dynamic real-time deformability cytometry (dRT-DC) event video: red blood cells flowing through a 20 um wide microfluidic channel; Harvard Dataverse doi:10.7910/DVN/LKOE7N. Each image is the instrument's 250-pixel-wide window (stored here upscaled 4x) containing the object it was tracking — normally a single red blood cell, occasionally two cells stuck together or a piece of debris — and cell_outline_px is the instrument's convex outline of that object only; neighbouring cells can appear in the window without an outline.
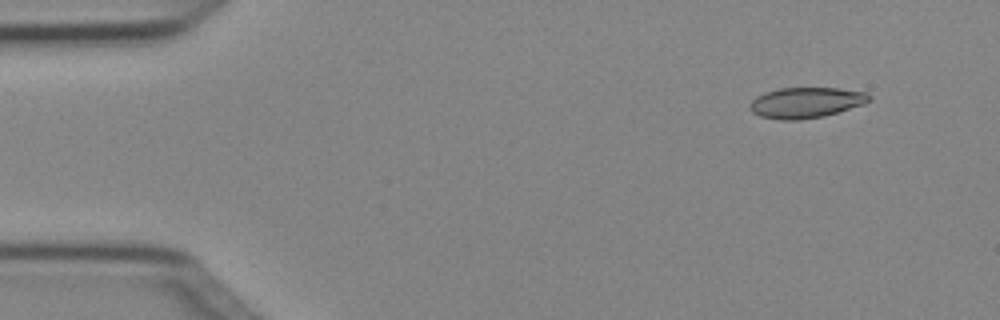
{"species": "Egyptian fruit bat (a non-hibernating species)", "species_latin": "Rousettus aegyptiacus", "temperature_condition": "cold", "stored_images_in_passage": 5, "camera_frame_rate_fps": 3000, "um_per_image_px": 0.085, "animal": {"sex": "female"}, "frame": {"image": 1, "passage_image": 2, "time_ms": 0.333, "image_size_px": [1000, 320], "cell_outline_px": [[872, 100], [864, 104], [824, 116], [800, 120], [780, 120], [760, 116], [752, 112], [748, 108], [748, 104], [756, 96], [764, 92], [780, 88], [840, 88], [868, 92], [872, 96]], "centroid_in_image_um": [68.51, 8.72], "position_along_channel_um": 16.5, "area_um2": 21.62}}
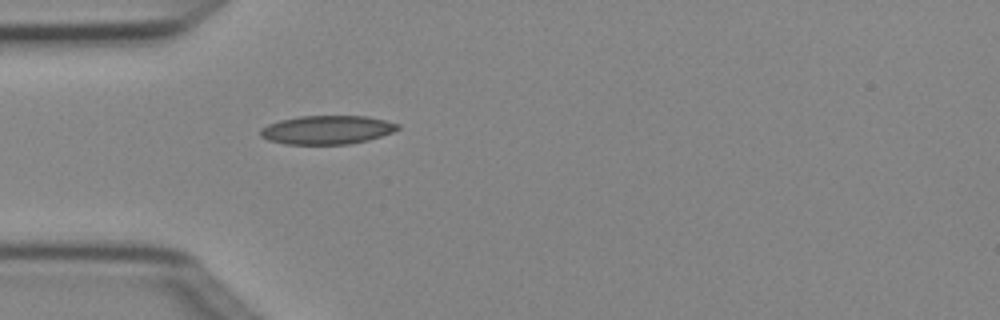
{"frame": {"image": 2, "passage_image": 5, "time_ms": 1.333, "image_size_px": [1000, 320], "cell_outline_px": [[400, 128], [392, 132], [368, 140], [348, 144], [284, 144], [268, 140], [260, 136], [260, 128], [268, 124], [280, 120], [300, 116], [368, 116], [400, 124]], "centroid_in_image_um": [27.78, 11.03], "position_along_channel_um": 57.2, "area_um2": 22.95}}